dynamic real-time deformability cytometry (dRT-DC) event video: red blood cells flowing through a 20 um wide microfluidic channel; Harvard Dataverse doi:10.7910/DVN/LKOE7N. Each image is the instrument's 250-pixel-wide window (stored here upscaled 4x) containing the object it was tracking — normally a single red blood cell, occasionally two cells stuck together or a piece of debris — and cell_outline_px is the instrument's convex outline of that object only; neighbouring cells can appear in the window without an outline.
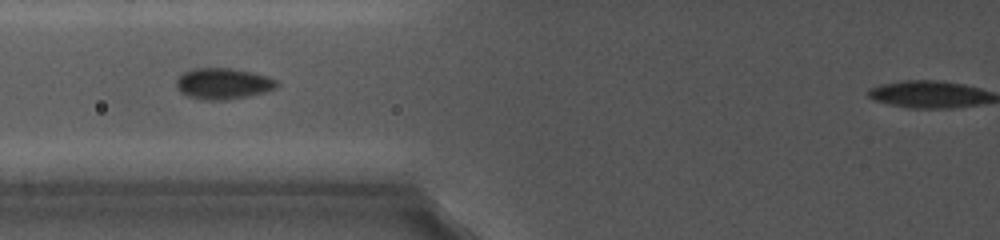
{"species": "common noctule bat (a hibernating species)", "species_latin": "Nyctalus noctula", "temperature_condition": "cold", "stored_images_in_passage": 19, "camera_frame_rate_fps": 5000, "um_per_image_px": 0.085, "animal": {"sex": "female", "body_mass_g": 19.0, "forearm_length_mm": 56.7}, "frame": {"image": 1, "passage_image": 6, "time_ms": 2.8, "image_size_px": [1000, 240], "cell_outline_px": [[280, 84], [276, 88], [264, 92], [248, 96], [228, 100], [204, 100], [188, 96], [180, 92], [176, 88], [176, 80], [184, 72], [192, 68], [232, 68], [252, 72], [268, 76], [276, 80]], "centroid_in_image_um": [18.97, 7.11], "position_along_channel_um": 106.8, "area_um2": 18.38}}